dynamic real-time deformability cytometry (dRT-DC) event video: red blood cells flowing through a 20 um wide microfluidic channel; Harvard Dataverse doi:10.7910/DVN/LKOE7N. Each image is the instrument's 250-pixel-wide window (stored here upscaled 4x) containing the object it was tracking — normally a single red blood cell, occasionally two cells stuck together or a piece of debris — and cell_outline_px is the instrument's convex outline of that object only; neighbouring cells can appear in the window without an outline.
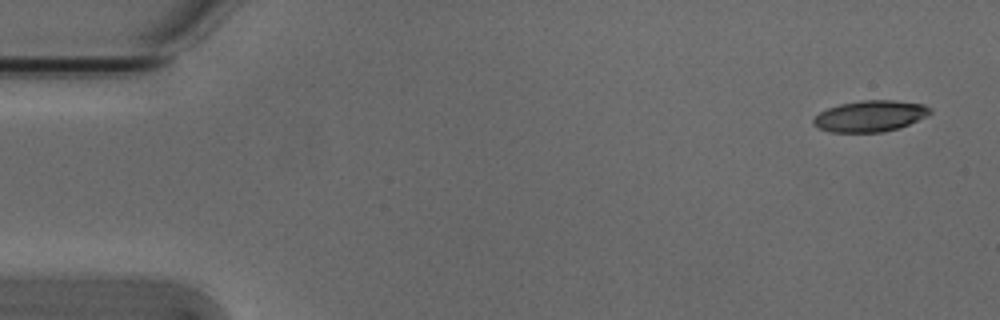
{"species": "Egyptian fruit bat (a non-hibernating species)", "species_latin": "Rousettus aegyptiacus", "temperature_condition": "cold", "stored_images_in_passage": 7, "camera_frame_rate_fps": 3000, "um_per_image_px": 0.085, "animal": {"sex": "male"}, "frame": {"image": 1, "passage_image": 1, "time_ms": 0.0, "image_size_px": [1000, 320], "cell_outline_px": [[932, 112], [928, 116], [900, 128], [884, 132], [832, 132], [820, 128], [812, 124], [812, 120], [820, 112], [828, 108], [840, 104], [864, 100], [892, 100], [924, 104], [932, 108]], "centroid_in_image_um": [74.01, 9.87], "position_along_channel_um": 11.0, "area_um2": 21.27}}
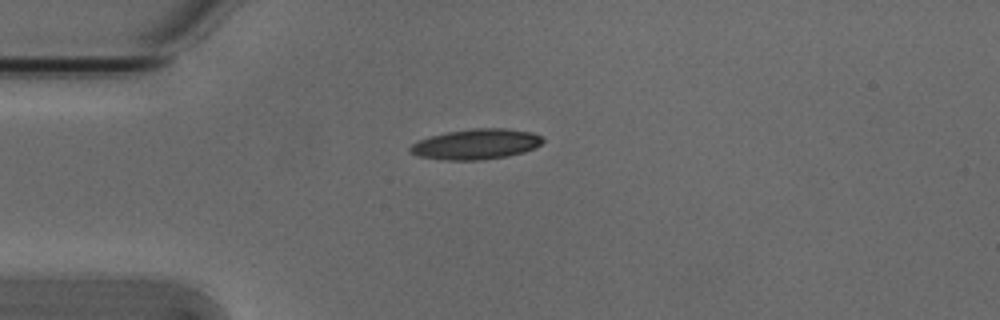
{"frame": {"image": 2, "passage_image": 4, "time_ms": 1.0, "image_size_px": [1000, 320], "cell_outline_px": [[544, 140], [536, 148], [524, 152], [508, 156], [480, 160], [444, 160], [420, 156], [408, 152], [408, 148], [416, 140], [428, 136], [448, 132], [472, 128], [504, 128], [532, 132], [544, 136]], "centroid_in_image_um": [40.46, 12.25], "position_along_channel_um": 44.5, "area_um2": 23.76}}
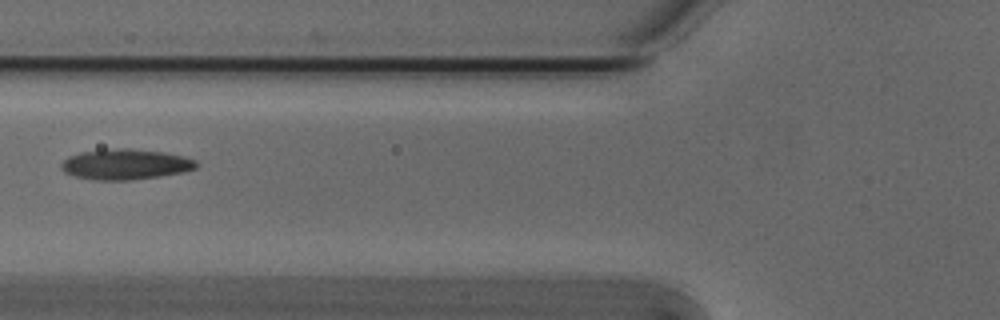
{"frame": {"image": 3, "passage_image": 6, "time_ms": 1.667, "image_size_px": [1000, 320], "cell_outline_px": [[196, 168], [184, 172], [160, 176], [132, 180], [92, 180], [76, 176], [64, 172], [60, 168], [60, 164], [68, 156], [80, 152], [124, 148], [128, 148], [160, 152], [184, 156], [196, 160]], "centroid_in_image_um": [10.64, 13.98], "position_along_channel_um": 115.2, "area_um2": 23.87}}